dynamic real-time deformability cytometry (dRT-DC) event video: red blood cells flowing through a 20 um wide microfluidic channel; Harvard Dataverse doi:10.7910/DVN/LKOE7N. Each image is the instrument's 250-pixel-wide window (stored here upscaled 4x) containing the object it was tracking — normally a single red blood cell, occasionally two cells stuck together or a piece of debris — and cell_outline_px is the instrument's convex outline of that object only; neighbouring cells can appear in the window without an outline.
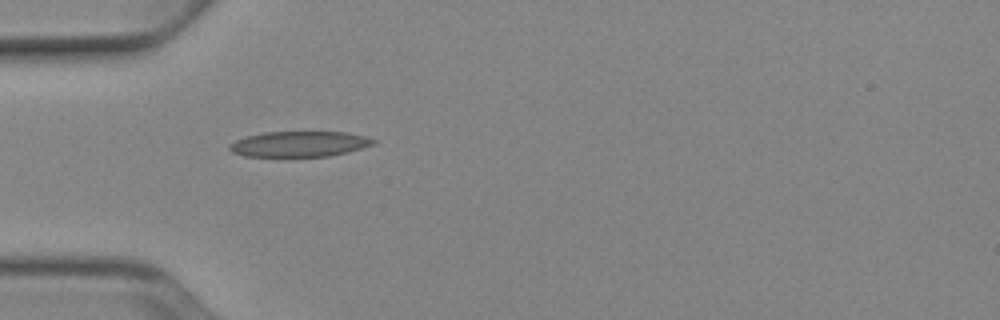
{"species": "Egyptian fruit bat (a non-hibernating species)", "species_latin": "Rousettus aegyptiacus", "temperature_condition": "cold", "stored_images_in_passage": 37, "camera_frame_rate_fps": 3000, "um_per_image_px": 0.085, "animal": {"sex": "female"}, "frame": {"image": 1, "passage_image": 1, "time_ms": 0.0, "image_size_px": [1000, 320], "cell_outline_px": [[380, 140], [376, 144], [348, 152], [328, 156], [244, 156], [232, 152], [228, 148], [228, 144], [236, 140], [248, 136], [264, 132], [344, 132], [364, 136]], "centroid_in_image_um": [25.48, 12.24], "position_along_channel_um": 59.5, "area_um2": 21.39}}
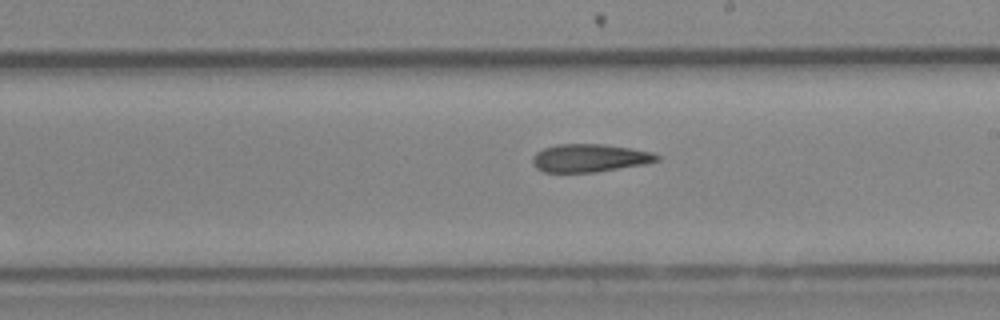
{"frame": {"image": 2, "passage_image": 15, "time_ms": 4.667, "image_size_px": [1000, 320], "cell_outline_px": [[660, 160], [648, 164], [596, 172], [544, 172], [536, 168], [532, 160], [532, 156], [536, 152], [544, 148], [556, 144], [604, 144], [632, 148], [652, 152], [660, 156]], "centroid_in_image_um": [50.15, 13.43], "position_along_channel_um": 238.8, "area_um2": 20.52}}
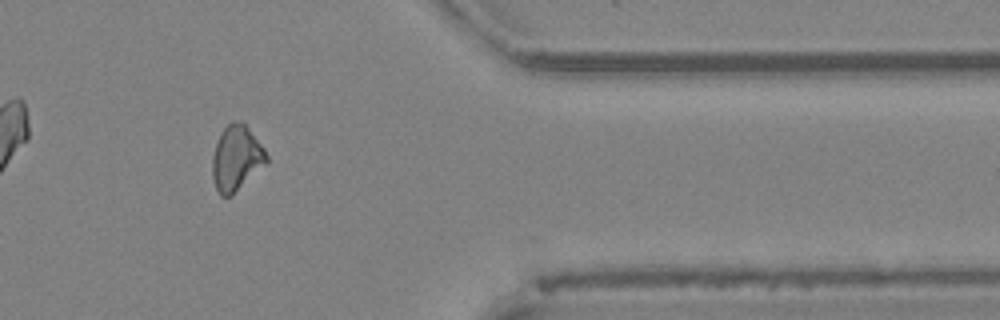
{"frame": {"image": 3, "passage_image": 28, "time_ms": 9.0, "image_size_px": [1000, 320], "cell_outline_px": [[268, 164], [232, 196], [220, 196], [216, 188], [212, 176], [212, 156], [216, 144], [224, 128], [232, 120], [244, 124], [248, 128], [264, 148], [268, 156]], "centroid_in_image_um": [20.11, 13.5], "position_along_channel_um": 391.3, "area_um2": 20.69}, "authors_computed_cell_mechanics": {"area_um2": 20.5768, "velocity_mm_per_s": 3.9471, "shape_relaxation_time_tau1_ms": null, "shape_relaxation_time_tau2_ms": 8.8145, "deformation_change_tau1": null, "deformation_change_tau2": 0.1925}}